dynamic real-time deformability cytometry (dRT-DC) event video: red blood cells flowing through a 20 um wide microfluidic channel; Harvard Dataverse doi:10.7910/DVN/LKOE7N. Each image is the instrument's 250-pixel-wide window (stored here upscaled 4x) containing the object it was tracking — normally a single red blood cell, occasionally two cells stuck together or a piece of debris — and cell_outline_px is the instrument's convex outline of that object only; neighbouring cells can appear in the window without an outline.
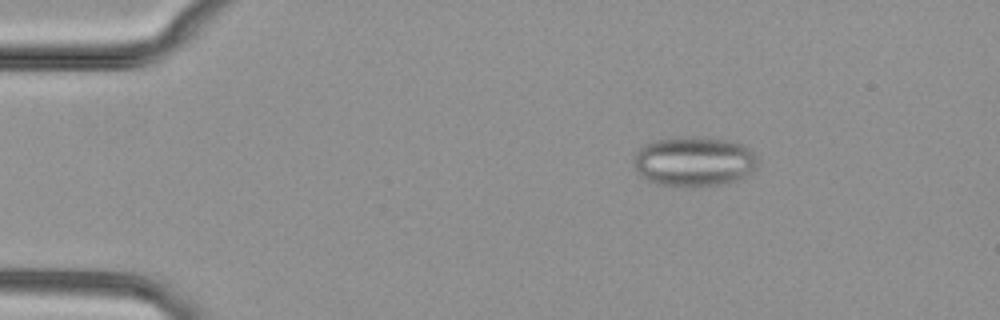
{"species": "common noctule bat (a hibernating species)", "species_latin": "Nyctalus noctula", "temperature_condition": "cold", "stored_images_in_passage": 52, "camera_frame_rate_fps": 3000, "um_per_image_px": 0.085, "animal": {"sex": "female", "body_mass_g": 29.2, "forearm_length_mm": 56.3}, "frame": {"image": 1, "passage_image": 9, "time_ms": 2.667, "image_size_px": [1000, 320], "cell_outline_px": [[760, 160], [756, 168], [752, 172], [736, 180], [724, 184], [656, 184], [648, 180], [636, 168], [636, 152], [644, 144], [656, 140], [676, 136], [692, 136], [728, 140], [740, 144], [748, 148], [760, 156]], "centroid_in_image_um": [59.07, 13.67], "position_along_channel_um": 25.9, "area_um2": 35.43}}
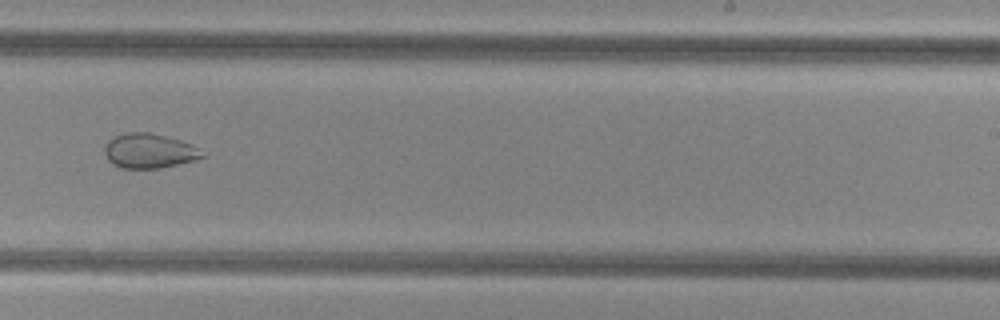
{"frame": {"image": 2, "passage_image": 33, "time_ms": 10.667, "image_size_px": [1000, 320], "cell_outline_px": [[208, 156], [196, 160], [160, 168], [120, 168], [112, 164], [108, 160], [104, 152], [104, 144], [108, 140], [116, 136], [128, 132], [148, 132], [180, 140], [192, 144]], "centroid_in_image_um": [12.68, 12.83], "position_along_channel_um": 276.3, "area_um2": 19.83}}
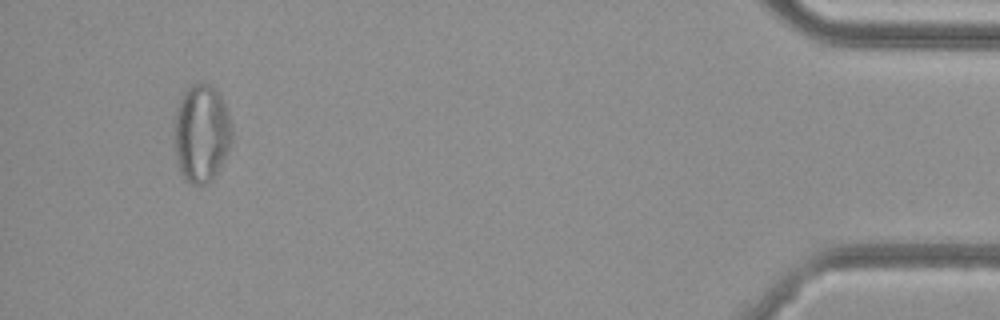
{"frame": {"image": 3, "passage_image": 49, "time_ms": 16.0, "image_size_px": [1000, 320], "cell_outline_px": [[232, 140], [228, 152], [216, 172], [208, 184], [200, 188], [192, 184], [180, 172], [176, 160], [176, 108], [184, 92], [192, 84], [208, 84], [216, 88], [228, 112], [232, 124]], "centroid_in_image_um": [17.15, 11.36], "position_along_channel_um": 418.0, "area_um2": 32.66}}